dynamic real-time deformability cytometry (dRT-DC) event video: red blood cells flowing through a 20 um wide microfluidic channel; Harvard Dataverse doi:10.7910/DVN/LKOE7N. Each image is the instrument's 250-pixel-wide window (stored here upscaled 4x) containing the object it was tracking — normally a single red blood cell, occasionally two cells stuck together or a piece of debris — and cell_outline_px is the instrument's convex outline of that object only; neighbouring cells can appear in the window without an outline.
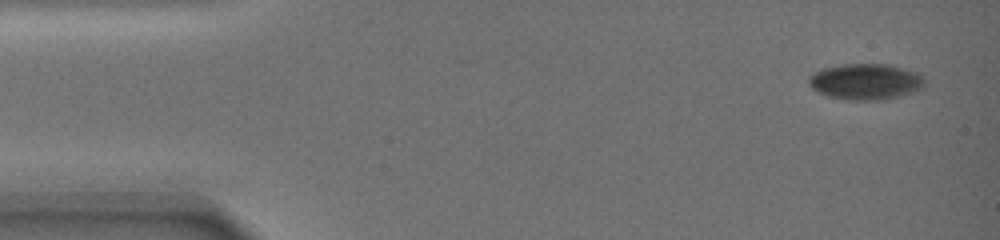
{"species": "common noctule bat (a hibernating species)", "species_latin": "Nyctalus noctula", "temperature_condition": "warm", "stored_images_in_passage": 36, "camera_frame_rate_fps": 3000, "um_per_image_px": 0.085, "animal": {"sex": "female", "body_mass_g": 19.0, "forearm_length_mm": 51.5}, "frame": {"image": 1, "passage_image": 1, "time_ms": 0.0, "image_size_px": [1000, 240], "cell_outline_px": [[924, 84], [920, 88], [912, 92], [884, 100], [848, 100], [828, 96], [816, 92], [808, 84], [808, 76], [824, 68], [840, 64], [888, 64], [916, 72], [924, 76]], "centroid_in_image_um": [73.54, 6.94], "position_along_channel_um": 11.5, "area_um2": 24.33}}
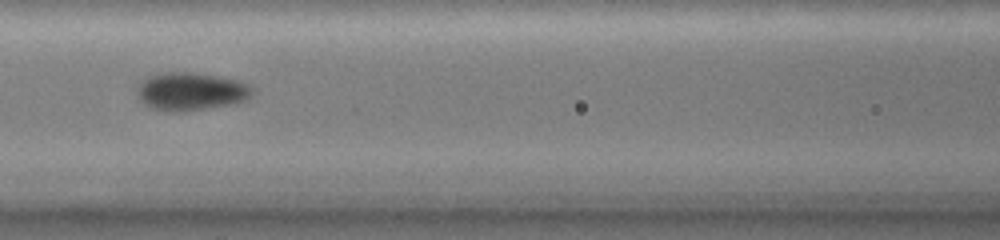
{"frame": {"image": 2, "passage_image": 13, "time_ms": 8.0, "image_size_px": [1000, 240], "cell_outline_px": [[256, 88], [252, 96], [248, 100], [236, 104], [172, 112], [168, 112], [152, 108], [144, 104], [140, 100], [136, 92], [136, 88], [148, 76], [164, 72], [196, 72], [236, 80], [252, 84]], "centroid_in_image_um": [16.28, 7.77], "position_along_channel_um": 150.3, "area_um2": 25.84}}
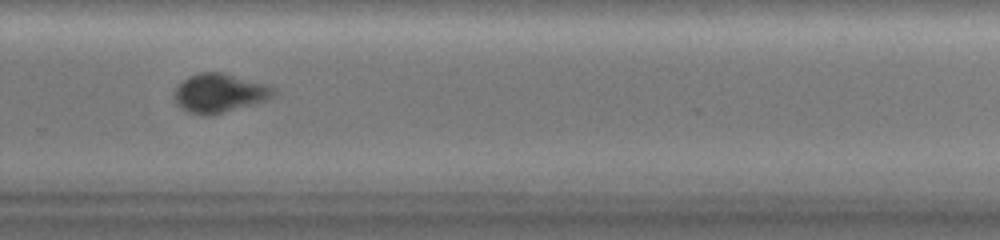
{"frame": {"image": 3, "passage_image": 22, "time_ms": 13.0, "image_size_px": [1000, 240], "cell_outline_px": [[276, 92], [268, 100], [208, 116], [204, 116], [188, 112], [180, 108], [176, 104], [176, 88], [188, 76], [200, 72], [220, 72], [264, 84], [272, 88]], "centroid_in_image_um": [18.62, 7.93], "position_along_channel_um": 311.2, "area_um2": 22.02}, "authors_computed_cell_mechanics": {"area_um2": 23.8714, "velocity_mm_per_s": 3.2147, "shape_relaxation_time_tau1_ms": null, "shape_relaxation_time_tau2_ms": 0.9049, "deformation_change_tau1": null, "deformation_change_tau2": 0.0358}}